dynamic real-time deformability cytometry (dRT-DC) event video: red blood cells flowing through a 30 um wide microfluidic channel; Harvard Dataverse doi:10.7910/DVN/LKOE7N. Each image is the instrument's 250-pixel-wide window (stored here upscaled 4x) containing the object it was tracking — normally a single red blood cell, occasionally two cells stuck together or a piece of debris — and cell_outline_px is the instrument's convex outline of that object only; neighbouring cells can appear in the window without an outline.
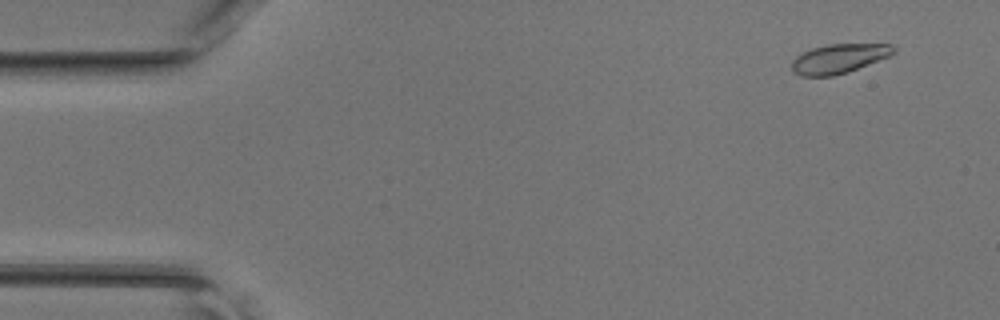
{"species": "common noctule bat (a hibernating species)", "species_latin": "Nyctalus noctula", "temperature_condition": "room temperature", "stored_images_in_passage": 46, "camera_frame_rate_fps": 3000, "um_per_image_px": 0.085, "animal": {"sex": "female", "body_mass_g": 17.0, "forearm_length_mm": 48.0}, "frame": {"image": 1, "passage_image": 4, "time_ms": 1.0, "image_size_px": [1000, 320], "cell_outline_px": [[896, 52], [888, 56], [848, 72], [832, 76], [800, 76], [792, 72], [792, 60], [796, 56], [812, 48], [828, 44], [892, 44], [896, 48]], "centroid_in_image_um": [71.29, 4.98], "position_along_channel_um": 13.7, "area_um2": 17.34}}
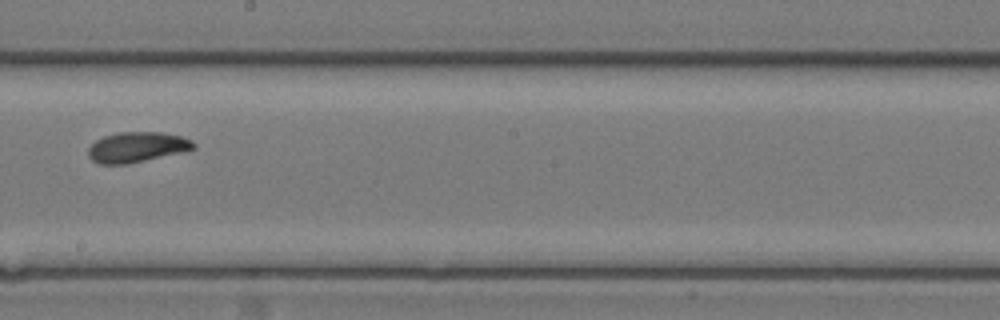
{"frame": {"image": 2, "passage_image": 27, "time_ms": 8.667, "image_size_px": [1000, 320], "cell_outline_px": [[196, 148], [184, 152], [128, 164], [100, 164], [92, 160], [88, 156], [88, 148], [96, 140], [104, 136], [120, 132], [160, 132], [180, 136], [192, 140], [196, 144]], "centroid_in_image_um": [11.66, 12.51], "position_along_channel_um": 236.5, "area_um2": 18.67}}
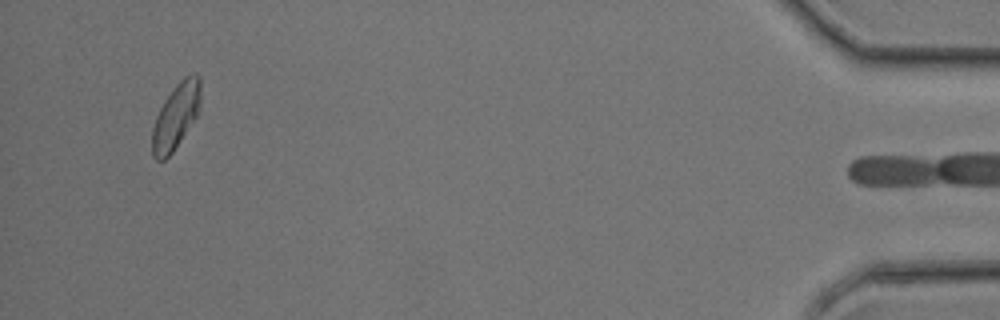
{"frame": {"image": 3, "passage_image": 45, "time_ms": 14.667, "image_size_px": [1000, 320], "cell_outline_px": [[200, 104], [196, 116], [172, 152], [164, 160], [156, 160], [152, 156], [152, 128], [156, 116], [164, 100], [172, 88], [184, 76], [192, 72], [196, 72], [200, 76]], "centroid_in_image_um": [14.94, 9.83], "position_along_channel_um": 420.3, "area_um2": 18.44}}